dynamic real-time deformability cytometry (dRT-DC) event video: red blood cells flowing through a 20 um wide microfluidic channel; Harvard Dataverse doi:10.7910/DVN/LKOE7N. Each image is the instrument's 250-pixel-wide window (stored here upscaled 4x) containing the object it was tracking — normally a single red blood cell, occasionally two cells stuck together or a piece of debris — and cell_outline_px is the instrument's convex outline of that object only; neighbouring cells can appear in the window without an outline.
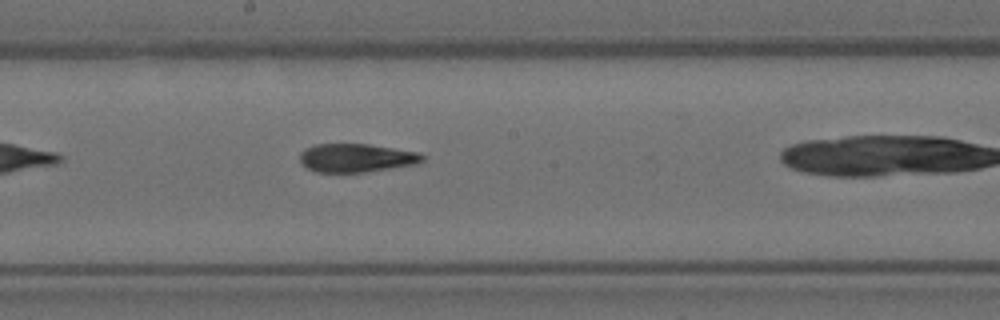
{"species": "Egyptian fruit bat (a non-hibernating species)", "species_latin": "Rousettus aegyptiacus", "temperature_condition": "room temperature", "stored_images_in_passage": 27, "camera_frame_rate_fps": 3000, "um_per_image_px": 0.085, "animal": {"sex": "female"}, "frame": {"image": 1, "passage_image": 12, "time_ms": 3.667, "image_size_px": [1000, 320], "cell_outline_px": [[424, 160], [420, 164], [364, 172], [316, 172], [308, 168], [300, 160], [300, 152], [304, 148], [316, 144], [368, 144], [420, 152], [424, 156]], "centroid_in_image_um": [30.33, 13.42], "position_along_channel_um": 217.9, "area_um2": 20.46}}
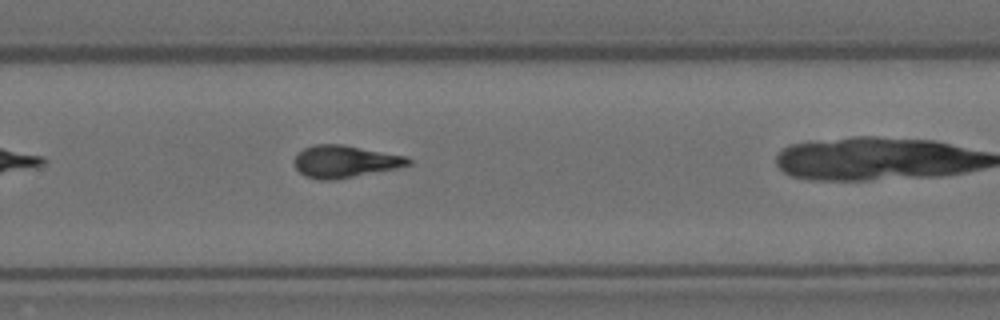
{"frame": {"image": 2, "passage_image": 19, "time_ms": 6.0, "image_size_px": [1000, 320], "cell_outline_px": [[412, 164], [396, 168], [336, 180], [320, 180], [304, 176], [296, 168], [296, 156], [304, 148], [316, 144], [340, 144], [408, 156], [412, 160]], "centroid_in_image_um": [29.35, 13.73], "position_along_channel_um": 300.4, "area_um2": 21.27}}